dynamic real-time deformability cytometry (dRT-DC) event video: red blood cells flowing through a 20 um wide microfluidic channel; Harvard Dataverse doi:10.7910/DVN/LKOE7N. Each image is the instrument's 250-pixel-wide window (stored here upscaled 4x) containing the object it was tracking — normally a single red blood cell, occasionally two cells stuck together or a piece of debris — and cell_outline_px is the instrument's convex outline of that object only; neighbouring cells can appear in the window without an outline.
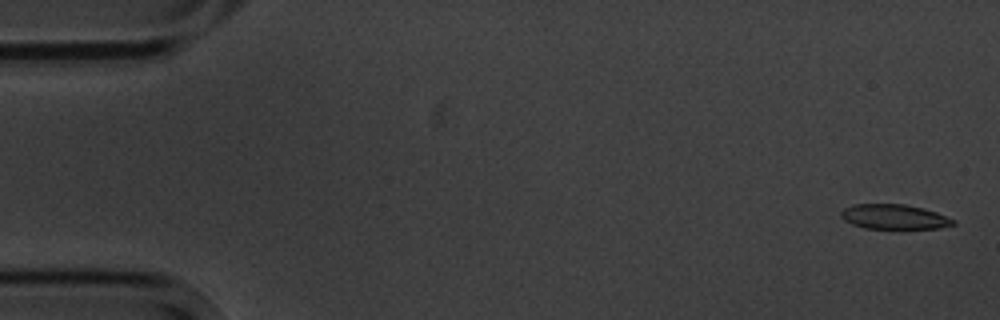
{"species": "common noctule bat (a hibernating species)", "species_latin": "Nyctalus noctula", "temperature_condition": "cold", "stored_images_in_passage": 5, "camera_frame_rate_fps": 3000, "um_per_image_px": 0.085, "animal": {"sex": "male", "body_mass_g": 20.1, "forearm_length_mm": 53.5}, "frame": {"image": 1, "passage_image": 1, "time_ms": 0.0, "image_size_px": [1000, 320], "cell_outline_px": [[956, 224], [940, 228], [864, 228], [852, 224], [844, 220], [840, 216], [840, 212], [844, 208], [852, 204], [904, 204], [936, 212], [956, 220]], "centroid_in_image_um": [75.98, 18.42], "position_along_channel_um": 9.0, "area_um2": 16.13}}
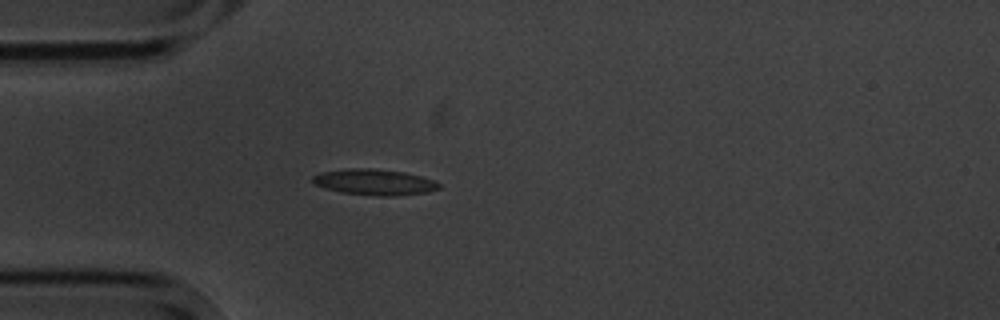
{"frame": {"image": 2, "passage_image": 5, "time_ms": 4.667, "image_size_px": [1000, 320], "cell_outline_px": [[440, 188], [428, 192], [396, 196], [380, 196], [340, 192], [316, 184], [312, 180], [312, 176], [320, 172], [352, 168], [372, 168], [404, 172], [420, 176], [432, 180], [440, 184]], "centroid_in_image_um": [31.84, 15.48], "position_along_channel_um": 53.2, "area_um2": 18.9}}